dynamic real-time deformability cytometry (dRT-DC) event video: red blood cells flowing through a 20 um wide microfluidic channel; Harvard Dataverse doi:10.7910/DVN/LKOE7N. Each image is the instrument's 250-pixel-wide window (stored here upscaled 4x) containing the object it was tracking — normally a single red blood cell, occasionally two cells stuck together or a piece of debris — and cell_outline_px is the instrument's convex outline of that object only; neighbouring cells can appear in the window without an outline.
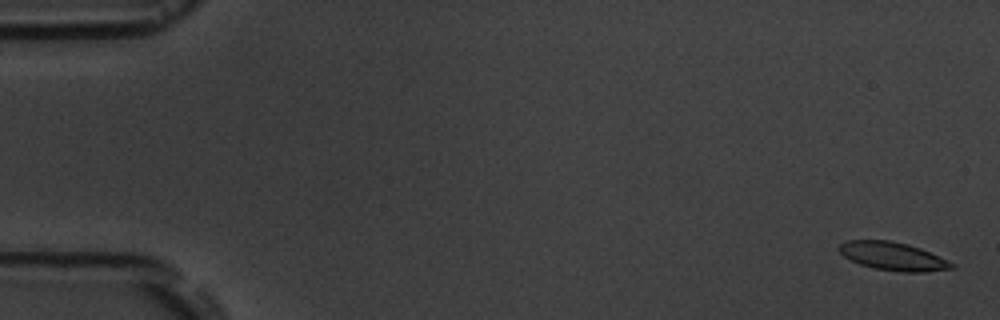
{"species": "common noctule bat (a hibernating species)", "species_latin": "Nyctalus noctula", "temperature_condition": "room temperature", "stored_images_in_passage": 15, "camera_frame_rate_fps": 3000, "um_per_image_px": 0.085, "animal": {"sex": "male", "body_mass_g": 19.5, "forearm_length_mm": 54.6}, "frame": {"image": 1, "passage_image": 1, "time_ms": 0.0, "image_size_px": [1000, 320], "cell_outline_px": [[956, 268], [924, 272], [904, 272], [876, 268], [860, 264], [844, 256], [840, 252], [840, 244], [848, 240], [888, 240], [908, 244], [920, 248], [956, 264]], "centroid_in_image_um": [75.94, 21.78], "position_along_channel_um": 9.1, "area_um2": 18.26}}
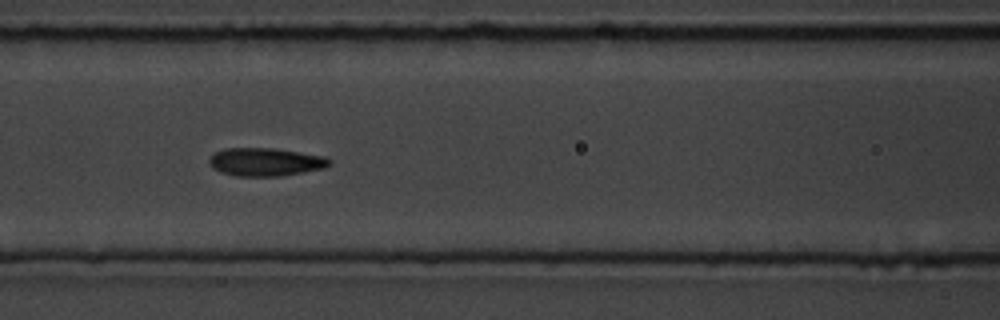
{"frame": {"image": 2, "passage_image": 7, "time_ms": 7.667, "image_size_px": [1000, 320], "cell_outline_px": [[332, 164], [324, 168], [304, 172], [280, 176], [236, 176], [220, 172], [212, 168], [208, 164], [208, 160], [216, 152], [224, 148], [272, 148], [324, 156], [332, 160]], "centroid_in_image_um": [22.56, 13.77], "position_along_channel_um": 144.0, "area_um2": 19.77}}
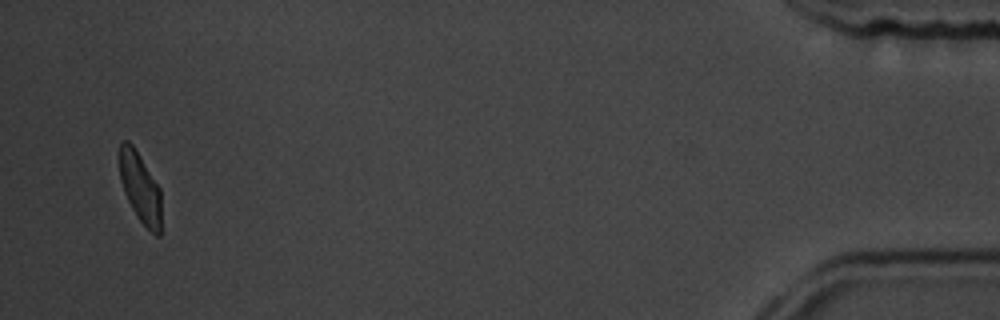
{"frame": {"image": 3, "passage_image": 15, "time_ms": 17.667, "image_size_px": [1000, 320], "cell_outline_px": [[160, 236], [156, 236], [140, 220], [132, 208], [124, 192], [120, 180], [120, 140], [128, 140], [132, 144], [160, 188]], "centroid_in_image_um": [11.9, 15.93], "position_along_channel_um": 423.3, "area_um2": 16.7}, "authors_computed_cell_mechanics": {"area_um2": 18.785, "velocity_mm_per_s": 3.6247, "shape_relaxation_time_tau1_ms": 3.4252, "shape_relaxation_time_tau2_ms": 1.5113, "deformation_change_tau1": 0.0901, "deformation_change_tau2": 0.045}}